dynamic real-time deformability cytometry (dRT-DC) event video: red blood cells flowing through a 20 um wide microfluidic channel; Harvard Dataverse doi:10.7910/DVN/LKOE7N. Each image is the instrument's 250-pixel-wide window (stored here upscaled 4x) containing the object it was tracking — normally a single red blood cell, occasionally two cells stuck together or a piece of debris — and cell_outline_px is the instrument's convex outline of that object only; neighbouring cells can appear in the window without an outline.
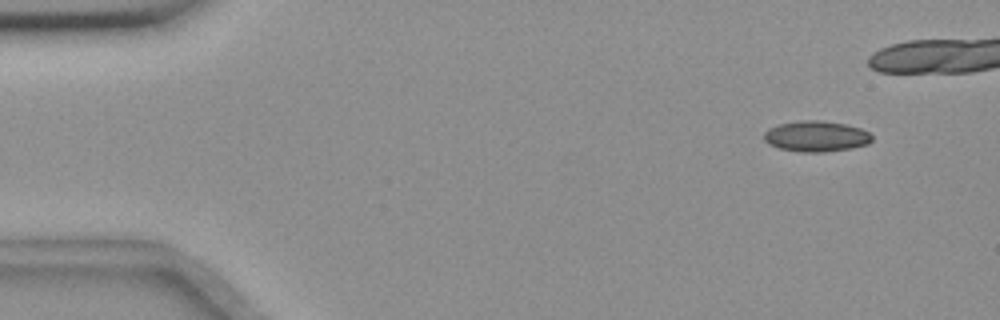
{"species": "common noctule bat (a hibernating species)", "species_latin": "Nyctalus noctula", "temperature_condition": "room temperature", "stored_images_in_passage": 41, "camera_frame_rate_fps": 3000, "um_per_image_px": 0.085, "animal": {"sex": "female", "body_mass_g": 18.4}, "frame": {"image": 1, "passage_image": 1, "time_ms": 0.0, "image_size_px": [1000, 320], "cell_outline_px": [[872, 140], [868, 144], [852, 148], [824, 152], [800, 152], [780, 148], [768, 144], [764, 140], [764, 132], [768, 128], [780, 124], [800, 120], [820, 120], [848, 124], [860, 128], [868, 132], [872, 136]], "centroid_in_image_um": [69.38, 11.58], "position_along_channel_um": 15.6, "area_um2": 19.48}}
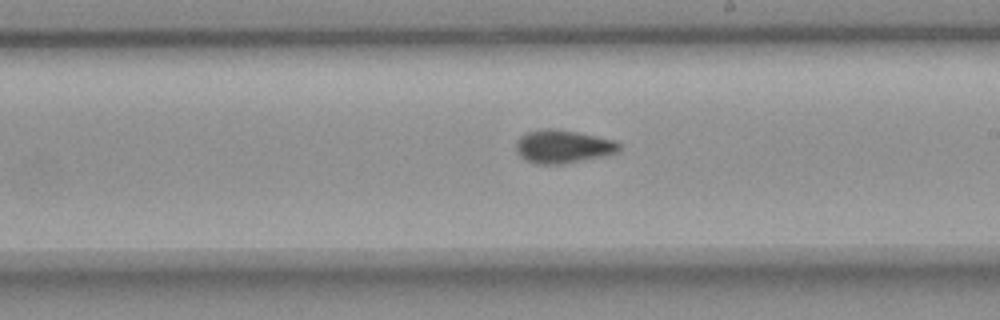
{"frame": {"image": 2, "passage_image": 28, "time_ms": 9.0, "image_size_px": [1000, 320], "cell_outline_px": [[620, 148], [616, 152], [604, 156], [564, 164], [536, 164], [524, 160], [516, 152], [516, 140], [520, 136], [528, 132], [544, 128], [556, 128], [576, 132], [612, 140], [620, 144]], "centroid_in_image_um": [47.79, 12.46], "position_along_channel_um": 241.2, "area_um2": 19.94}}
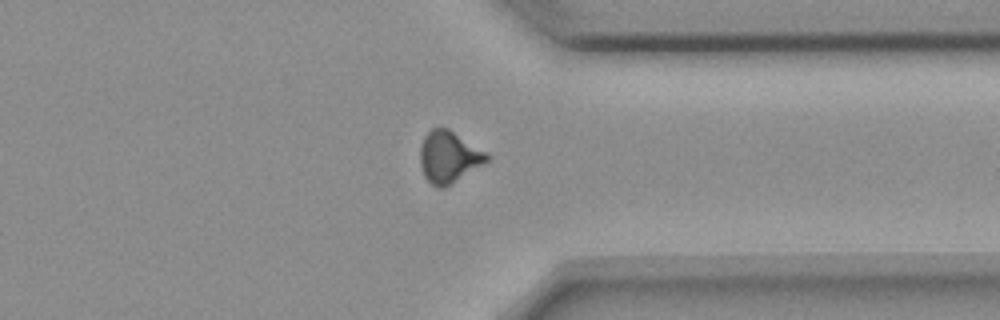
{"frame": {"image": 3, "passage_image": 39, "time_ms": 12.667, "image_size_px": [1000, 320], "cell_outline_px": [[488, 160], [444, 188], [436, 188], [424, 176], [420, 168], [420, 148], [424, 136], [432, 128], [448, 128], [488, 152]], "centroid_in_image_um": [38.12, 13.33], "position_along_channel_um": 373.3, "area_um2": 19.94}}